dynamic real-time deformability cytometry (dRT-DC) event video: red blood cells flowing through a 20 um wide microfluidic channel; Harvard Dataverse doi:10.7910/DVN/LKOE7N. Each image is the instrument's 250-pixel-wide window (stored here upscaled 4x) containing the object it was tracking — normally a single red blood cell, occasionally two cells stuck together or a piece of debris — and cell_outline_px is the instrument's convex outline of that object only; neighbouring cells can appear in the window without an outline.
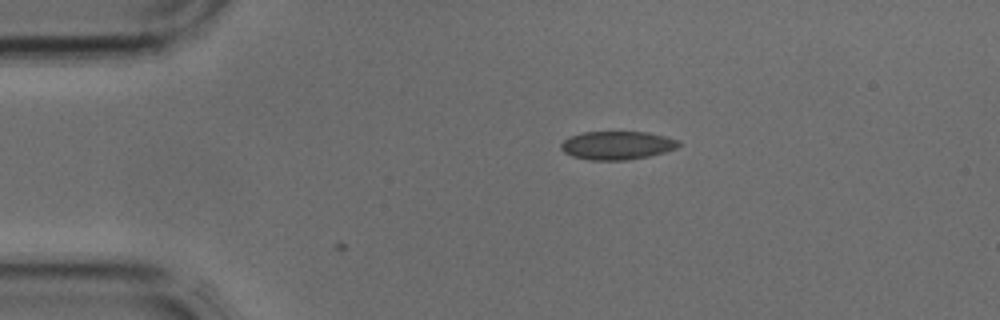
{"species": "common noctule bat (a hibernating species)", "species_latin": "Nyctalus noctula", "temperature_condition": "cold", "stored_images_in_passage": 5, "camera_frame_rate_fps": 3000, "um_per_image_px": 0.085, "animal": {"sex": "male", "body_mass_g": 17.9, "forearm_length_mm": 54.2}, "frame": {"image": 1, "passage_image": 1, "time_ms": 0.0, "image_size_px": [1000, 320], "cell_outline_px": [[680, 144], [676, 148], [664, 152], [648, 156], [628, 160], [588, 160], [572, 156], [564, 152], [560, 148], [560, 144], [568, 136], [584, 132], [648, 132], [680, 140]], "centroid_in_image_um": [52.43, 12.35], "position_along_channel_um": 32.6, "area_um2": 19.54}}